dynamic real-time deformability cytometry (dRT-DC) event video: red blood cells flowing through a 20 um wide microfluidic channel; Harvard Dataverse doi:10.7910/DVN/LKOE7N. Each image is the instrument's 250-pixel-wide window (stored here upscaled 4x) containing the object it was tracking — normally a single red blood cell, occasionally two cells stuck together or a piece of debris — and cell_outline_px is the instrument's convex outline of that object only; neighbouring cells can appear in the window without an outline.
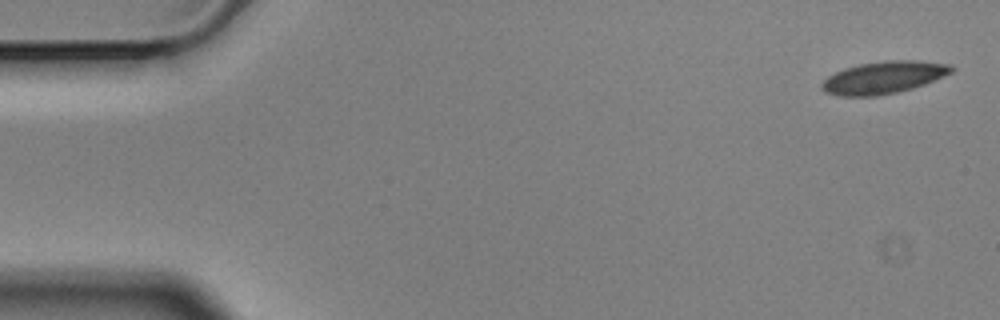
{"species": "Egyptian fruit bat (a non-hibernating species)", "species_latin": "Rousettus aegyptiacus", "temperature_condition": "cold", "stored_images_in_passage": 5, "camera_frame_rate_fps": 3000, "um_per_image_px": 0.085, "animal": {"sex": "male"}, "frame": {"image": 1, "passage_image": 1, "time_ms": 0.0, "image_size_px": [1000, 320], "cell_outline_px": [[956, 68], [952, 72], [924, 84], [912, 88], [896, 92], [876, 96], [836, 96], [824, 92], [820, 88], [820, 84], [828, 76], [844, 68], [860, 64], [888, 60], [912, 60], [948, 64]], "centroid_in_image_um": [75.06, 6.59], "position_along_channel_um": 9.9, "area_um2": 24.28}}
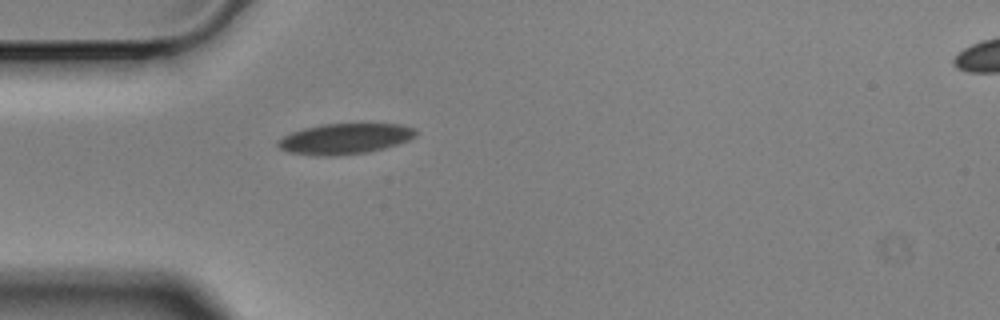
{"frame": {"image": 2, "passage_image": 5, "time_ms": 1.333, "image_size_px": [1000, 320], "cell_outline_px": [[416, 136], [408, 140], [384, 148], [368, 152], [336, 156], [312, 156], [288, 152], [280, 148], [276, 144], [276, 140], [292, 132], [304, 128], [324, 124], [400, 124], [416, 128]], "centroid_in_image_um": [29.29, 11.8], "position_along_channel_um": 55.7, "area_um2": 24.68}}